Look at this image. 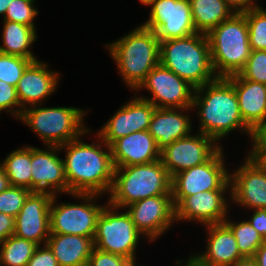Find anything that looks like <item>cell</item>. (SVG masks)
I'll list each match as a JSON object with an SVG mask.
<instances>
[{"mask_svg":"<svg viewBox=\"0 0 266 266\" xmlns=\"http://www.w3.org/2000/svg\"><path fill=\"white\" fill-rule=\"evenodd\" d=\"M101 144H88L80 141V138L60 145L59 149L67 151L64 162L65 176L69 194H101L110 192L114 165L111 148ZM108 150V152H107Z\"/></svg>","mask_w":266,"mask_h":266,"instance_id":"6da1fadb","label":"cell"},{"mask_svg":"<svg viewBox=\"0 0 266 266\" xmlns=\"http://www.w3.org/2000/svg\"><path fill=\"white\" fill-rule=\"evenodd\" d=\"M196 106L201 118L199 132L212 137L216 142L234 129H241L253 138L254 132L244 123L239 112L234 86L226 77H217L195 88L192 108Z\"/></svg>","mask_w":266,"mask_h":266,"instance_id":"7a4b0ae2","label":"cell"},{"mask_svg":"<svg viewBox=\"0 0 266 266\" xmlns=\"http://www.w3.org/2000/svg\"><path fill=\"white\" fill-rule=\"evenodd\" d=\"M159 61L194 88L217 78L211 62L209 39L204 33L161 41Z\"/></svg>","mask_w":266,"mask_h":266,"instance_id":"3957f363","label":"cell"},{"mask_svg":"<svg viewBox=\"0 0 266 266\" xmlns=\"http://www.w3.org/2000/svg\"><path fill=\"white\" fill-rule=\"evenodd\" d=\"M106 47L126 85L134 91L160 63V41L153 30L142 25Z\"/></svg>","mask_w":266,"mask_h":266,"instance_id":"277c9868","label":"cell"},{"mask_svg":"<svg viewBox=\"0 0 266 266\" xmlns=\"http://www.w3.org/2000/svg\"><path fill=\"white\" fill-rule=\"evenodd\" d=\"M167 169L159 160L114 169L108 203L119 209L136 201L158 195H172Z\"/></svg>","mask_w":266,"mask_h":266,"instance_id":"5b68a950","label":"cell"},{"mask_svg":"<svg viewBox=\"0 0 266 266\" xmlns=\"http://www.w3.org/2000/svg\"><path fill=\"white\" fill-rule=\"evenodd\" d=\"M211 62L217 77L238 74L245 66L251 48L248 24L243 13H234L208 34Z\"/></svg>","mask_w":266,"mask_h":266,"instance_id":"8992f818","label":"cell"},{"mask_svg":"<svg viewBox=\"0 0 266 266\" xmlns=\"http://www.w3.org/2000/svg\"><path fill=\"white\" fill-rule=\"evenodd\" d=\"M32 107H26L19 119L31 127L47 146H60L89 134L90 130L83 123L85 110L76 107Z\"/></svg>","mask_w":266,"mask_h":266,"instance_id":"52a82bcc","label":"cell"},{"mask_svg":"<svg viewBox=\"0 0 266 266\" xmlns=\"http://www.w3.org/2000/svg\"><path fill=\"white\" fill-rule=\"evenodd\" d=\"M107 205H104L97 219L94 247L100 251L121 255L136 265L135 249L143 234L136 228L127 211L119 213L118 207L109 203Z\"/></svg>","mask_w":266,"mask_h":266,"instance_id":"ba28073f","label":"cell"},{"mask_svg":"<svg viewBox=\"0 0 266 266\" xmlns=\"http://www.w3.org/2000/svg\"><path fill=\"white\" fill-rule=\"evenodd\" d=\"M223 157L220 148L207 162L174 175L171 181L174 206L184 197L199 192L231 189L230 174L224 166Z\"/></svg>","mask_w":266,"mask_h":266,"instance_id":"9c48e42d","label":"cell"},{"mask_svg":"<svg viewBox=\"0 0 266 266\" xmlns=\"http://www.w3.org/2000/svg\"><path fill=\"white\" fill-rule=\"evenodd\" d=\"M70 195L82 199L85 203H61L57 205V195H53L50 204V234H72L94 239L97 219L104 208L103 205L92 204L98 194Z\"/></svg>","mask_w":266,"mask_h":266,"instance_id":"30bf717a","label":"cell"},{"mask_svg":"<svg viewBox=\"0 0 266 266\" xmlns=\"http://www.w3.org/2000/svg\"><path fill=\"white\" fill-rule=\"evenodd\" d=\"M140 2L152 7L149 19L142 26L153 30L160 42L197 33L192 21L190 0H140Z\"/></svg>","mask_w":266,"mask_h":266,"instance_id":"8fae6325","label":"cell"},{"mask_svg":"<svg viewBox=\"0 0 266 266\" xmlns=\"http://www.w3.org/2000/svg\"><path fill=\"white\" fill-rule=\"evenodd\" d=\"M148 89L151 98H143L156 108H191L195 88L160 63L148 74L139 89Z\"/></svg>","mask_w":266,"mask_h":266,"instance_id":"7c38bea8","label":"cell"},{"mask_svg":"<svg viewBox=\"0 0 266 266\" xmlns=\"http://www.w3.org/2000/svg\"><path fill=\"white\" fill-rule=\"evenodd\" d=\"M246 161L230 174V198L249 209H266V163L249 153Z\"/></svg>","mask_w":266,"mask_h":266,"instance_id":"4fadbf2b","label":"cell"},{"mask_svg":"<svg viewBox=\"0 0 266 266\" xmlns=\"http://www.w3.org/2000/svg\"><path fill=\"white\" fill-rule=\"evenodd\" d=\"M212 137L202 133L177 139L160 150V161L172 178L177 173L207 162L220 148Z\"/></svg>","mask_w":266,"mask_h":266,"instance_id":"5bb4252c","label":"cell"},{"mask_svg":"<svg viewBox=\"0 0 266 266\" xmlns=\"http://www.w3.org/2000/svg\"><path fill=\"white\" fill-rule=\"evenodd\" d=\"M126 208L136 228L149 241H154L176 221L172 195L148 197L129 204Z\"/></svg>","mask_w":266,"mask_h":266,"instance_id":"9a60e30c","label":"cell"},{"mask_svg":"<svg viewBox=\"0 0 266 266\" xmlns=\"http://www.w3.org/2000/svg\"><path fill=\"white\" fill-rule=\"evenodd\" d=\"M53 195L48 192H31L19 214L15 217L14 235L45 245L50 235V204Z\"/></svg>","mask_w":266,"mask_h":266,"instance_id":"2e32d148","label":"cell"},{"mask_svg":"<svg viewBox=\"0 0 266 266\" xmlns=\"http://www.w3.org/2000/svg\"><path fill=\"white\" fill-rule=\"evenodd\" d=\"M155 106L139 96L119 108L115 115L101 127L98 137L110 146L115 140L149 128Z\"/></svg>","mask_w":266,"mask_h":266,"instance_id":"e0dca14e","label":"cell"},{"mask_svg":"<svg viewBox=\"0 0 266 266\" xmlns=\"http://www.w3.org/2000/svg\"><path fill=\"white\" fill-rule=\"evenodd\" d=\"M58 151L59 146H47V150L31 146V192L68 193L64 162Z\"/></svg>","mask_w":266,"mask_h":266,"instance_id":"ac0fdd59","label":"cell"},{"mask_svg":"<svg viewBox=\"0 0 266 266\" xmlns=\"http://www.w3.org/2000/svg\"><path fill=\"white\" fill-rule=\"evenodd\" d=\"M227 190H209L184 197L175 206L176 221H198L202 224H221L227 218Z\"/></svg>","mask_w":266,"mask_h":266,"instance_id":"d6986e66","label":"cell"},{"mask_svg":"<svg viewBox=\"0 0 266 266\" xmlns=\"http://www.w3.org/2000/svg\"><path fill=\"white\" fill-rule=\"evenodd\" d=\"M110 148L114 168L148 164L160 159V149L148 130L121 137Z\"/></svg>","mask_w":266,"mask_h":266,"instance_id":"ffe728a7","label":"cell"},{"mask_svg":"<svg viewBox=\"0 0 266 266\" xmlns=\"http://www.w3.org/2000/svg\"><path fill=\"white\" fill-rule=\"evenodd\" d=\"M47 63L32 61L24 70L16 90L22 109L26 104L31 106L42 104L48 96L56 91L59 75L49 70Z\"/></svg>","mask_w":266,"mask_h":266,"instance_id":"44dd1931","label":"cell"},{"mask_svg":"<svg viewBox=\"0 0 266 266\" xmlns=\"http://www.w3.org/2000/svg\"><path fill=\"white\" fill-rule=\"evenodd\" d=\"M226 78L234 86L244 123L255 132L266 118V84L243 79L239 74Z\"/></svg>","mask_w":266,"mask_h":266,"instance_id":"7402d4cb","label":"cell"},{"mask_svg":"<svg viewBox=\"0 0 266 266\" xmlns=\"http://www.w3.org/2000/svg\"><path fill=\"white\" fill-rule=\"evenodd\" d=\"M189 109L155 108L150 120L148 132L152 135L160 150L171 145L177 139L191 135L189 133H191L192 122H190L188 114L185 115L183 112Z\"/></svg>","mask_w":266,"mask_h":266,"instance_id":"603a6c76","label":"cell"},{"mask_svg":"<svg viewBox=\"0 0 266 266\" xmlns=\"http://www.w3.org/2000/svg\"><path fill=\"white\" fill-rule=\"evenodd\" d=\"M208 228V246L205 252L193 255L206 266H231L244 256L239 252L232 231L224 224L206 225Z\"/></svg>","mask_w":266,"mask_h":266,"instance_id":"cb8c5ba5","label":"cell"},{"mask_svg":"<svg viewBox=\"0 0 266 266\" xmlns=\"http://www.w3.org/2000/svg\"><path fill=\"white\" fill-rule=\"evenodd\" d=\"M46 245L59 266H87L94 248L92 238L72 234H50Z\"/></svg>","mask_w":266,"mask_h":266,"instance_id":"d4e9b609","label":"cell"},{"mask_svg":"<svg viewBox=\"0 0 266 266\" xmlns=\"http://www.w3.org/2000/svg\"><path fill=\"white\" fill-rule=\"evenodd\" d=\"M3 23V45H0V52L21 56L32 61L38 60L32 51L29 50L36 41V29L17 22L3 21Z\"/></svg>","mask_w":266,"mask_h":266,"instance_id":"484cf974","label":"cell"},{"mask_svg":"<svg viewBox=\"0 0 266 266\" xmlns=\"http://www.w3.org/2000/svg\"><path fill=\"white\" fill-rule=\"evenodd\" d=\"M190 5L195 29L204 34L235 13L224 0H190Z\"/></svg>","mask_w":266,"mask_h":266,"instance_id":"4316f807","label":"cell"},{"mask_svg":"<svg viewBox=\"0 0 266 266\" xmlns=\"http://www.w3.org/2000/svg\"><path fill=\"white\" fill-rule=\"evenodd\" d=\"M1 165L11 186L24 187L31 191V146L11 152Z\"/></svg>","mask_w":266,"mask_h":266,"instance_id":"83f0119b","label":"cell"},{"mask_svg":"<svg viewBox=\"0 0 266 266\" xmlns=\"http://www.w3.org/2000/svg\"><path fill=\"white\" fill-rule=\"evenodd\" d=\"M0 246V266H26L39 245L13 234Z\"/></svg>","mask_w":266,"mask_h":266,"instance_id":"f1b7e54d","label":"cell"},{"mask_svg":"<svg viewBox=\"0 0 266 266\" xmlns=\"http://www.w3.org/2000/svg\"><path fill=\"white\" fill-rule=\"evenodd\" d=\"M223 223L232 231L239 252L244 257H253L259 246L265 241L247 220L234 223L226 218Z\"/></svg>","mask_w":266,"mask_h":266,"instance_id":"f546056e","label":"cell"},{"mask_svg":"<svg viewBox=\"0 0 266 266\" xmlns=\"http://www.w3.org/2000/svg\"><path fill=\"white\" fill-rule=\"evenodd\" d=\"M243 14L248 24L251 50H266V10L260 6Z\"/></svg>","mask_w":266,"mask_h":266,"instance_id":"4dcf8cb0","label":"cell"},{"mask_svg":"<svg viewBox=\"0 0 266 266\" xmlns=\"http://www.w3.org/2000/svg\"><path fill=\"white\" fill-rule=\"evenodd\" d=\"M31 59L0 52V80L16 87Z\"/></svg>","mask_w":266,"mask_h":266,"instance_id":"1f68e13d","label":"cell"},{"mask_svg":"<svg viewBox=\"0 0 266 266\" xmlns=\"http://www.w3.org/2000/svg\"><path fill=\"white\" fill-rule=\"evenodd\" d=\"M35 0H12L8 5L4 21H11L31 26L34 29L33 19L38 15V11L34 8Z\"/></svg>","mask_w":266,"mask_h":266,"instance_id":"d6a6232c","label":"cell"},{"mask_svg":"<svg viewBox=\"0 0 266 266\" xmlns=\"http://www.w3.org/2000/svg\"><path fill=\"white\" fill-rule=\"evenodd\" d=\"M30 193L29 189L10 185L0 193V212L15 218Z\"/></svg>","mask_w":266,"mask_h":266,"instance_id":"836d02e7","label":"cell"},{"mask_svg":"<svg viewBox=\"0 0 266 266\" xmlns=\"http://www.w3.org/2000/svg\"><path fill=\"white\" fill-rule=\"evenodd\" d=\"M238 74L243 79L266 84V50H251L245 66Z\"/></svg>","mask_w":266,"mask_h":266,"instance_id":"e575fe53","label":"cell"},{"mask_svg":"<svg viewBox=\"0 0 266 266\" xmlns=\"http://www.w3.org/2000/svg\"><path fill=\"white\" fill-rule=\"evenodd\" d=\"M16 107L17 109H15ZM2 110H7V112L13 114L18 119L21 117L23 112L18 99L16 87L0 80V112Z\"/></svg>","mask_w":266,"mask_h":266,"instance_id":"d590c367","label":"cell"},{"mask_svg":"<svg viewBox=\"0 0 266 266\" xmlns=\"http://www.w3.org/2000/svg\"><path fill=\"white\" fill-rule=\"evenodd\" d=\"M87 266H138L131 260L117 254L107 253L93 248Z\"/></svg>","mask_w":266,"mask_h":266,"instance_id":"8d00e7d4","label":"cell"},{"mask_svg":"<svg viewBox=\"0 0 266 266\" xmlns=\"http://www.w3.org/2000/svg\"><path fill=\"white\" fill-rule=\"evenodd\" d=\"M26 266H59L57 259L50 250V248L45 244L43 248L40 245L34 251V254L28 261Z\"/></svg>","mask_w":266,"mask_h":266,"instance_id":"74e56055","label":"cell"},{"mask_svg":"<svg viewBox=\"0 0 266 266\" xmlns=\"http://www.w3.org/2000/svg\"><path fill=\"white\" fill-rule=\"evenodd\" d=\"M251 142H253V148L250 153L253 155L259 156L266 149V118L253 133Z\"/></svg>","mask_w":266,"mask_h":266,"instance_id":"f35d334b","label":"cell"},{"mask_svg":"<svg viewBox=\"0 0 266 266\" xmlns=\"http://www.w3.org/2000/svg\"><path fill=\"white\" fill-rule=\"evenodd\" d=\"M266 241V209H255L250 220H247Z\"/></svg>","mask_w":266,"mask_h":266,"instance_id":"ab89813d","label":"cell"},{"mask_svg":"<svg viewBox=\"0 0 266 266\" xmlns=\"http://www.w3.org/2000/svg\"><path fill=\"white\" fill-rule=\"evenodd\" d=\"M15 218L0 212V244L14 234Z\"/></svg>","mask_w":266,"mask_h":266,"instance_id":"60d3db41","label":"cell"},{"mask_svg":"<svg viewBox=\"0 0 266 266\" xmlns=\"http://www.w3.org/2000/svg\"><path fill=\"white\" fill-rule=\"evenodd\" d=\"M225 3L235 12L244 13L253 8L259 7L253 0H224Z\"/></svg>","mask_w":266,"mask_h":266,"instance_id":"b9f144b4","label":"cell"},{"mask_svg":"<svg viewBox=\"0 0 266 266\" xmlns=\"http://www.w3.org/2000/svg\"><path fill=\"white\" fill-rule=\"evenodd\" d=\"M253 258L259 266H266V241L259 246Z\"/></svg>","mask_w":266,"mask_h":266,"instance_id":"7bdbcfd3","label":"cell"},{"mask_svg":"<svg viewBox=\"0 0 266 266\" xmlns=\"http://www.w3.org/2000/svg\"><path fill=\"white\" fill-rule=\"evenodd\" d=\"M10 186L9 179L0 163V193L5 191Z\"/></svg>","mask_w":266,"mask_h":266,"instance_id":"ee69618b","label":"cell"},{"mask_svg":"<svg viewBox=\"0 0 266 266\" xmlns=\"http://www.w3.org/2000/svg\"><path fill=\"white\" fill-rule=\"evenodd\" d=\"M231 266H259L253 257H243Z\"/></svg>","mask_w":266,"mask_h":266,"instance_id":"f6af8a7d","label":"cell"},{"mask_svg":"<svg viewBox=\"0 0 266 266\" xmlns=\"http://www.w3.org/2000/svg\"><path fill=\"white\" fill-rule=\"evenodd\" d=\"M183 264V266H206L199 262L194 256L189 257L188 261Z\"/></svg>","mask_w":266,"mask_h":266,"instance_id":"bcb514c9","label":"cell"},{"mask_svg":"<svg viewBox=\"0 0 266 266\" xmlns=\"http://www.w3.org/2000/svg\"><path fill=\"white\" fill-rule=\"evenodd\" d=\"M12 0H0V14L1 16L3 15V17L6 14L8 5L10 4Z\"/></svg>","mask_w":266,"mask_h":266,"instance_id":"7dc6e473","label":"cell"},{"mask_svg":"<svg viewBox=\"0 0 266 266\" xmlns=\"http://www.w3.org/2000/svg\"><path fill=\"white\" fill-rule=\"evenodd\" d=\"M259 157L266 163V149L259 155Z\"/></svg>","mask_w":266,"mask_h":266,"instance_id":"c3c4849f","label":"cell"}]
</instances>
